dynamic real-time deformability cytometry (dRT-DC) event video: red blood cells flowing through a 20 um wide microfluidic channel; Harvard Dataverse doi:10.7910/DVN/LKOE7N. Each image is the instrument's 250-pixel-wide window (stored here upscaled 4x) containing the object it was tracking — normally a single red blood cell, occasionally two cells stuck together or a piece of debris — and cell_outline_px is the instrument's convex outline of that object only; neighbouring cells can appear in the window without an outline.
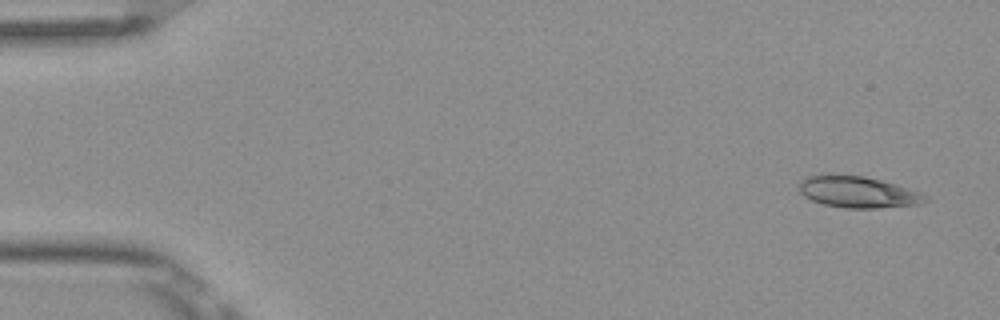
{"species": "Egyptian fruit bat (a non-hibernating species)", "species_latin": "Rousettus aegyptiacus", "temperature_condition": "room temperature", "stored_images_in_passage": 8, "camera_frame_rate_fps": 3000, "um_per_image_px": 0.085, "frame": {"image": 1, "passage_image": 1, "time_ms": 0.0, "image_size_px": [1000, 320], "cell_outline_px": [[932, 200], [920, 204], [876, 208], [844, 208], [824, 204], [812, 200], [804, 196], [800, 192], [800, 180], [804, 176], [820, 172], [864, 176], [896, 184], [920, 192]], "centroid_in_image_um": [72.88, 16.29], "position_along_channel_um": 12.1, "area_um2": 23.64}}
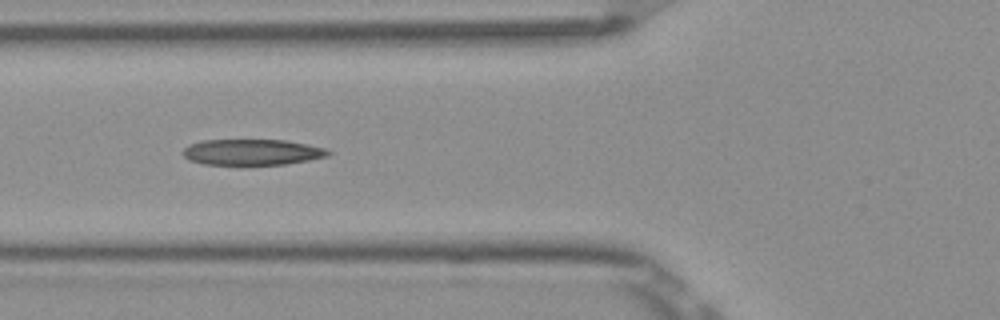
{"frame": {"image": 2, "passage_image": 6, "time_ms": 1.667, "image_size_px": [1000, 320], "cell_outline_px": [[332, 152], [328, 156], [308, 160], [284, 164], [240, 168], [204, 164], [188, 160], [180, 152], [188, 144], [200, 140], [284, 140], [308, 144], [324, 148]], "centroid_in_image_um": [21.34, 12.98], "position_along_channel_um": 104.5, "area_um2": 23.06}}
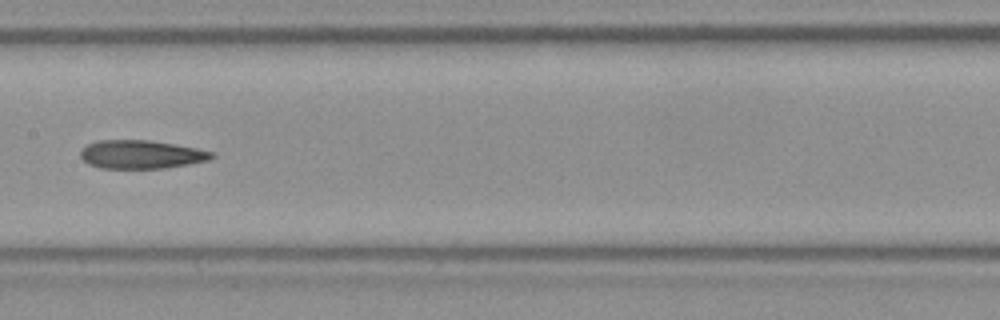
{"frame": {"image": 3, "passage_image": 8, "time_ms": 2.333, "image_size_px": [1000, 320], "cell_outline_px": [[216, 156], [208, 160], [188, 164], [164, 168], [100, 168], [88, 164], [80, 156], [80, 148], [96, 140], [148, 140], [196, 148], [216, 152]], "centroid_in_image_um": [11.98, 13.12], "position_along_channel_um": 195.4, "area_um2": 21.79}}